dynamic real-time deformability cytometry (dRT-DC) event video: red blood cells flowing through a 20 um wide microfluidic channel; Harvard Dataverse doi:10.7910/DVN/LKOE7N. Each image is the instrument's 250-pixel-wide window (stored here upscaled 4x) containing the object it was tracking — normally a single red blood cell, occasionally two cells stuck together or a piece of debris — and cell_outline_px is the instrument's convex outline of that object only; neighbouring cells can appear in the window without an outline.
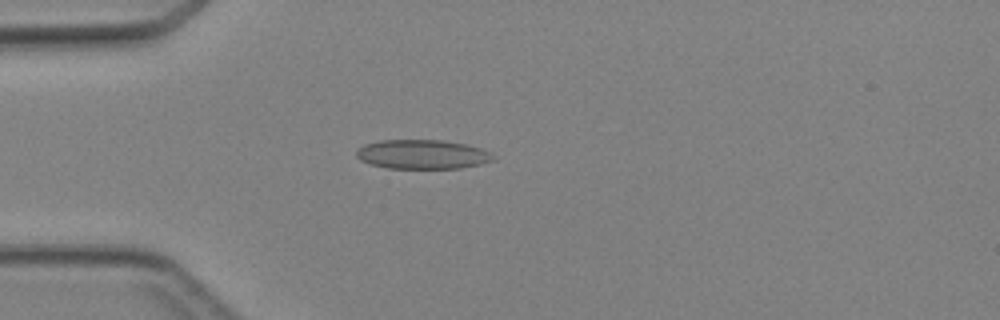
{"species": "Egyptian fruit bat (a non-hibernating species)", "species_latin": "Rousettus aegyptiacus", "temperature_condition": "cold", "stored_images_in_passage": 46, "camera_frame_rate_fps": 3000, "um_per_image_px": 0.085, "animal": {"sex": "female"}, "frame": {"image": 1, "passage_image": 13, "time_ms": 4.0, "image_size_px": [1000, 320], "cell_outline_px": [[496, 160], [480, 164], [460, 168], [388, 168], [372, 164], [360, 160], [356, 156], [356, 152], [364, 144], [380, 140], [444, 140], [464, 144], [480, 148], [496, 156]], "centroid_in_image_um": [35.92, 13.12], "position_along_channel_um": 49.1, "area_um2": 23.24}}
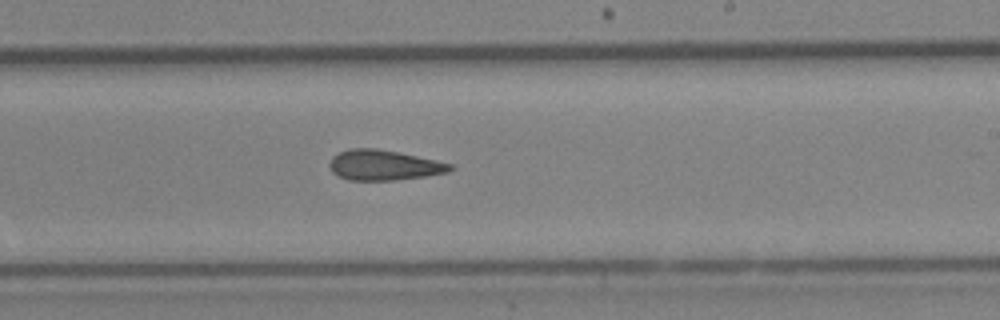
{"frame": {"image": 2, "passage_image": 28, "time_ms": 9.0, "image_size_px": [1000, 320], "cell_outline_px": [[456, 168], [448, 172], [424, 176], [396, 180], [348, 180], [332, 172], [328, 164], [332, 156], [340, 152], [352, 148], [376, 148], [436, 160], [452, 164]], "centroid_in_image_um": [32.62, 14.04], "position_along_channel_um": 256.4, "area_um2": 21.15}}
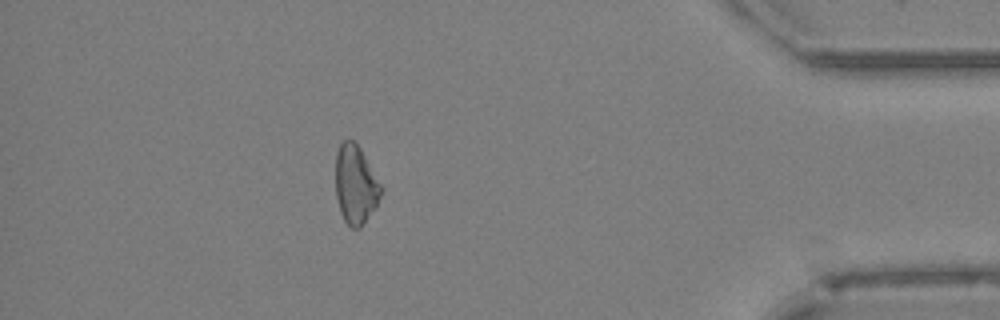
{"frame": {"image": 3, "passage_image": 41, "time_ms": 13.333, "image_size_px": [1000, 320], "cell_outline_px": [[380, 196], [376, 208], [360, 228], [352, 228], [344, 220], [340, 212], [336, 196], [336, 152], [340, 144], [344, 140], [356, 140], [380, 184]], "centroid_in_image_um": [30.2, 15.69], "position_along_channel_um": 405.0, "area_um2": 20.69}}